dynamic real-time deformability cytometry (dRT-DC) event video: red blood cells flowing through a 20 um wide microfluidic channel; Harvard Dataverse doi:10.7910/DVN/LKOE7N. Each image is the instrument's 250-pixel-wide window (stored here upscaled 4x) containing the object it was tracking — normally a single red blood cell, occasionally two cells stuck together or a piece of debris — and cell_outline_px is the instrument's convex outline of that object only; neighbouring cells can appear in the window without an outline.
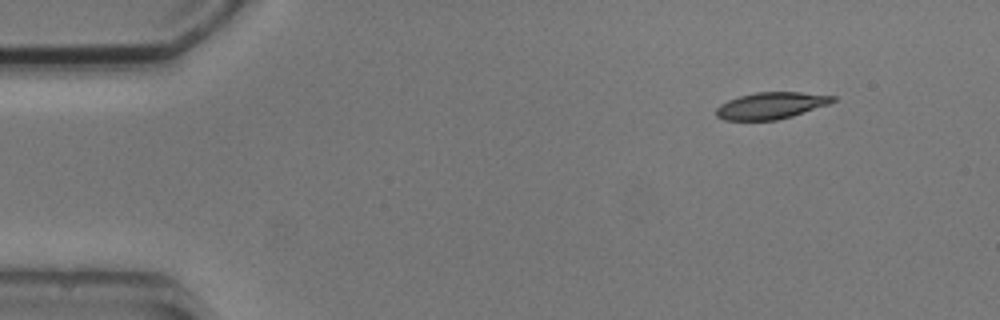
{"species": "common noctule bat (a hibernating species)", "species_latin": "Nyctalus noctula", "temperature_condition": "cold", "stored_images_in_passage": 3, "camera_frame_rate_fps": 3000, "um_per_image_px": 0.085, "animal": {"sex": "male", "body_mass_g": 20.5, "forearm_length_mm": 52.5}, "frame": {"image": 1, "passage_image": 1, "time_ms": 0.0, "image_size_px": [1000, 320], "cell_outline_px": [[836, 100], [828, 104], [792, 116], [776, 120], [724, 120], [716, 116], [716, 108], [720, 104], [728, 100], [740, 96], [756, 92], [800, 92], [836, 96]], "centroid_in_image_um": [65.52, 8.97], "position_along_channel_um": 19.5, "area_um2": 18.03}}
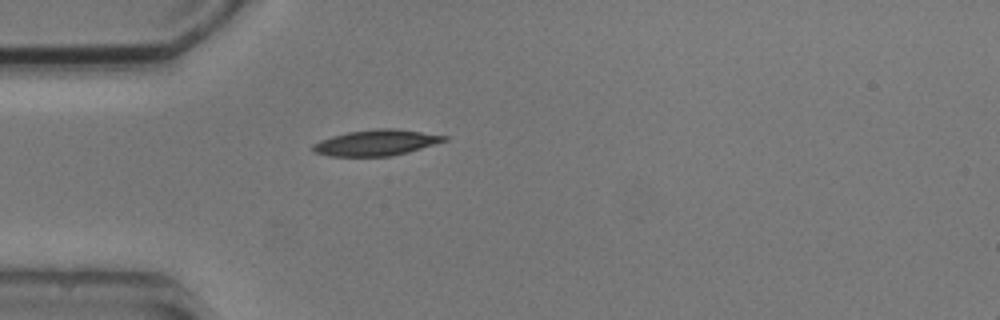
{"frame": {"image": 2, "passage_image": 3, "time_ms": 3.0, "image_size_px": [1000, 320], "cell_outline_px": [[448, 140], [408, 152], [392, 156], [328, 156], [312, 152], [312, 144], [320, 140], [332, 136], [348, 132], [376, 128], [396, 128], [448, 136]], "centroid_in_image_um": [31.96, 12.13], "position_along_channel_um": 53.0, "area_um2": 19.88}}